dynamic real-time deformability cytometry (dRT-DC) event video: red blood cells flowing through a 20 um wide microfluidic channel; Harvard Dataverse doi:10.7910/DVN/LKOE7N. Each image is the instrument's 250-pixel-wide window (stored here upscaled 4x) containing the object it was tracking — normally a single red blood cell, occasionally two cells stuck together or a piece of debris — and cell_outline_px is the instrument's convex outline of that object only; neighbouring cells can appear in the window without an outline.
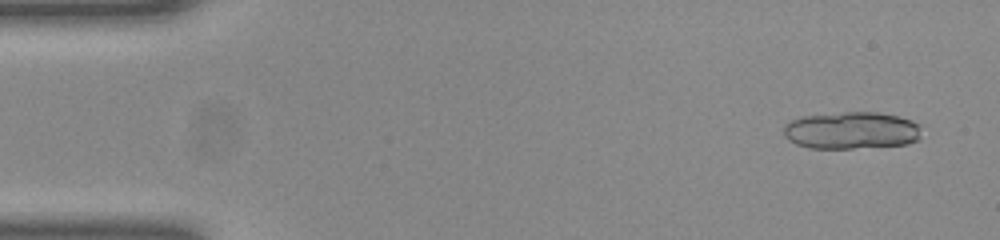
{"species": "common noctule bat (a hibernating species)", "species_latin": "Nyctalus noctula", "temperature_condition": "room temperature", "stored_images_in_passage": 50, "segment_of_instrument_passage": [1, 2], "camera_frame_rate_fps": 3000, "um_per_image_px": 0.085, "animal": {"sex": "female", "body_mass_g": 23.0, "forearm_length_mm": 53.4}, "frame": {"image": 1, "passage_image": 3, "time_ms": 0.667, "image_size_px": [1000, 240], "cell_outline_px": [[920, 136], [916, 140], [908, 144], [852, 148], [808, 148], [796, 144], [788, 140], [784, 136], [784, 124], [792, 120], [804, 116], [844, 112], [876, 112], [896, 116], [912, 120], [920, 124]], "centroid_in_image_um": [72.36, 11.09], "position_along_channel_um": 12.6, "area_um2": 29.88}}